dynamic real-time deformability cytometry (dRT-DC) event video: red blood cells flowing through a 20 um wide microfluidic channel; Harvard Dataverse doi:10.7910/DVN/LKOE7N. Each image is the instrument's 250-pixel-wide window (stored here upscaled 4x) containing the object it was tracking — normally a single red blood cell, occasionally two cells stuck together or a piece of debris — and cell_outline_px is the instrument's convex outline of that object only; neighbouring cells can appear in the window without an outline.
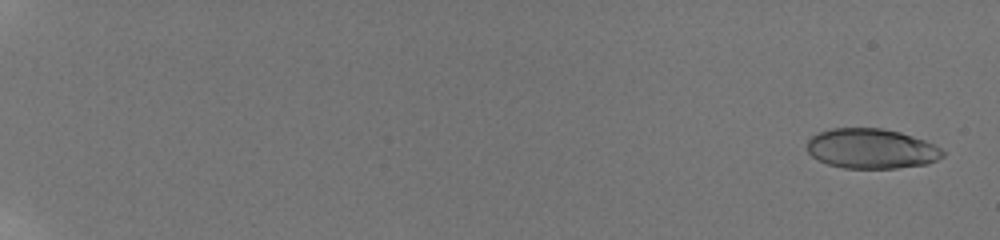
{"species": "human", "species_latin": "Homo sapiens", "temperature_condition": "room temperature", "stored_images_in_passage": 40, "camera_frame_rate_fps": 3000, "um_per_image_px": 0.085, "donor": {"sex": "male"}, "frame": {"image": 1, "passage_image": 2, "time_ms": 0.667, "image_size_px": [1000, 240], "cell_outline_px": [[944, 156], [928, 164], [896, 168], [844, 168], [828, 164], [812, 156], [808, 152], [808, 140], [812, 136], [820, 132], [832, 128], [880, 128], [900, 132], [924, 140], [940, 148], [944, 152]], "centroid_in_image_um": [74.08, 12.64], "position_along_channel_um": 10.9, "area_um2": 31.39}}
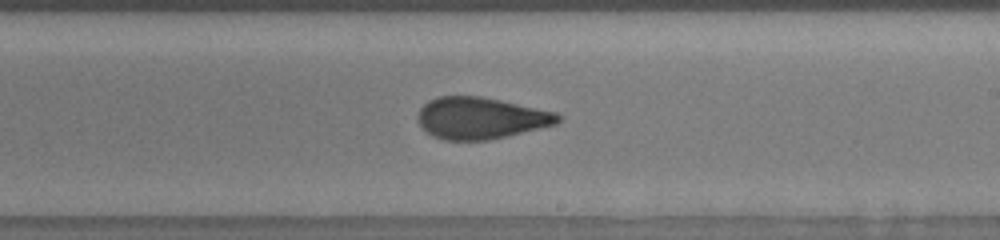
{"frame": {"image": 2, "passage_image": 31, "time_ms": 13.0, "image_size_px": [1000, 240], "cell_outline_px": [[560, 120], [556, 124], [488, 140], [444, 140], [432, 136], [420, 124], [416, 116], [420, 108], [428, 100], [440, 96], [480, 96], [500, 100], [556, 112], [560, 116]], "centroid_in_image_um": [40.82, 10.03], "position_along_channel_um": 248.2, "area_um2": 33.76}}
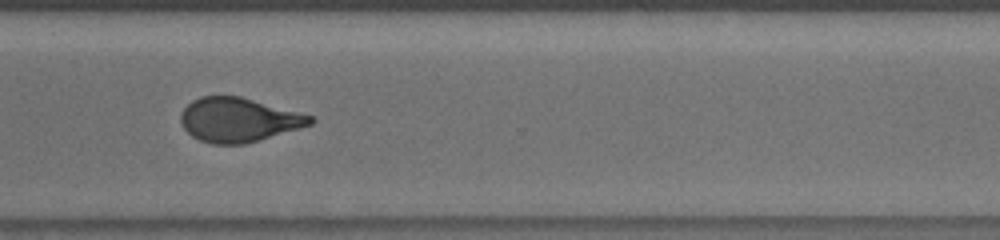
{"frame": {"image": 3, "passage_image": 39, "time_ms": 15.667, "image_size_px": [1000, 240], "cell_outline_px": [[316, 120], [312, 124], [300, 128], [244, 144], [212, 144], [200, 140], [192, 136], [184, 128], [180, 120], [180, 116], [184, 108], [192, 100], [200, 96], [240, 96], [316, 116]], "centroid_in_image_um": [20.31, 10.18], "position_along_channel_um": 350.3, "area_um2": 33.41}}